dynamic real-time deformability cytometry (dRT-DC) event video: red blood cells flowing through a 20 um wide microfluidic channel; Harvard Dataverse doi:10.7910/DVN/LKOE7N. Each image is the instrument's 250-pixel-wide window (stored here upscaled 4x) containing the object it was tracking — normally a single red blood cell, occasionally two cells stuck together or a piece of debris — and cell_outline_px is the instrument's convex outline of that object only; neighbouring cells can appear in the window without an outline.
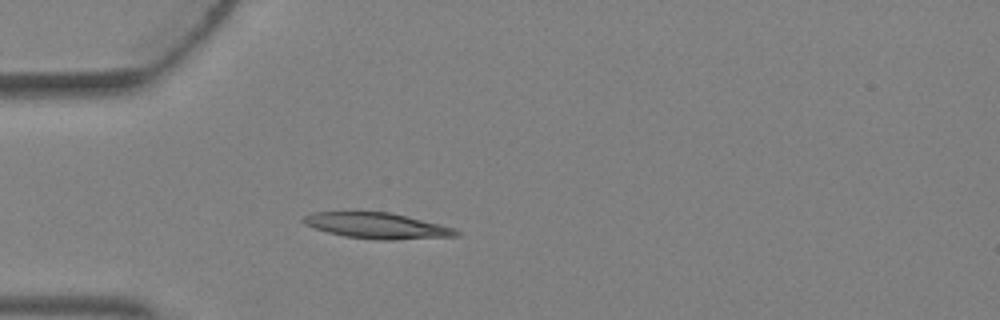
{"species": "Egyptian fruit bat (a non-hibernating species)", "species_latin": "Rousettus aegyptiacus", "temperature_condition": "warm", "stored_images_in_passage": 4, "camera_frame_rate_fps": 3000, "um_per_image_px": 0.085, "animal": {"sex": "female"}, "frame": {"image": 1, "passage_image": 4, "time_ms": 1.0, "image_size_px": [1000, 320], "cell_outline_px": [[460, 236], [392, 240], [380, 240], [344, 236], [328, 232], [304, 224], [300, 220], [304, 216], [312, 212], [392, 212], [456, 228], [460, 232]], "centroid_in_image_um": [32.09, 19.18], "position_along_channel_um": 52.9, "area_um2": 23.06}}